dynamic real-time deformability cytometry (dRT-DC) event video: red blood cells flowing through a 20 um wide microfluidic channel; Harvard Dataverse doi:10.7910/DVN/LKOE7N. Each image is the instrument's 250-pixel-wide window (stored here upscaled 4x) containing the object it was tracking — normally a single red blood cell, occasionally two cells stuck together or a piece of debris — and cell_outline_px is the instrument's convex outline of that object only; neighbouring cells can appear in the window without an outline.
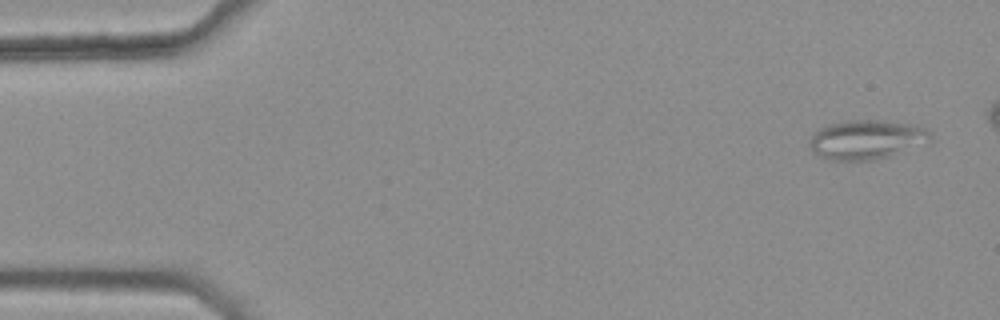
{"species": "common noctule bat (a hibernating species)", "species_latin": "Nyctalus noctula", "temperature_condition": "warm", "stored_images_in_passage": 5, "camera_frame_rate_fps": 3000, "um_per_image_px": 0.085, "animal": {"sex": "female", "body_mass_g": 25.1}, "frame": {"image": 1, "passage_image": 1, "time_ms": 0.0, "image_size_px": [1000, 320], "cell_outline_px": [[932, 136], [928, 140], [892, 156], [872, 160], [832, 160], [820, 156], [812, 152], [808, 144], [808, 140], [816, 128], [828, 124], [844, 120], [884, 120], [912, 124], [928, 128], [932, 132]], "centroid_in_image_um": [73.59, 11.84], "position_along_channel_um": 11.4, "area_um2": 27.98}}